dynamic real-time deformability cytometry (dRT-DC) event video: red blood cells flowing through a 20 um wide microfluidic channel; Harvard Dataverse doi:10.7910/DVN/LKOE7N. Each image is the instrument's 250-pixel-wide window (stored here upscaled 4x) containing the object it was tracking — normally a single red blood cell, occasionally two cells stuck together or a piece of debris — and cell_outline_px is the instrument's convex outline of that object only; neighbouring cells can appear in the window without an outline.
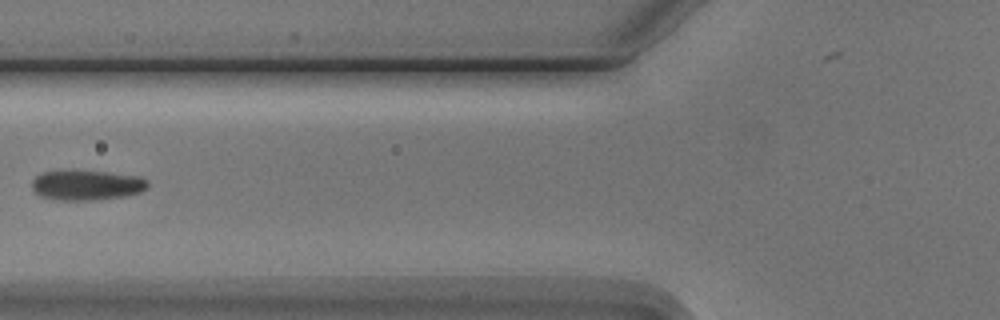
{"species": "Egyptian fruit bat (a non-hibernating species)", "species_latin": "Rousettus aegyptiacus", "temperature_condition": "cold", "stored_images_in_passage": 6, "camera_frame_rate_fps": 3000, "um_per_image_px": 0.085, "animal": {"sex": "male"}, "frame": {"image": 1, "passage_image": 5, "time_ms": 5.0, "image_size_px": [1000, 320], "cell_outline_px": [[148, 184], [140, 192], [124, 196], [96, 200], [60, 200], [40, 196], [32, 188], [32, 180], [40, 172], [72, 168], [76, 168], [140, 176], [148, 180]], "centroid_in_image_um": [7.32, 15.69], "position_along_channel_um": 118.5, "area_um2": 20.92}}
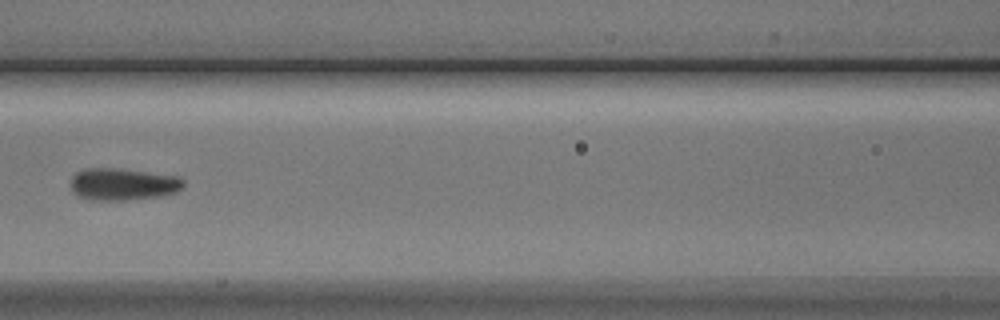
{"frame": {"image": 2, "passage_image": 6, "time_ms": 6.0, "image_size_px": [1000, 320], "cell_outline_px": [[184, 184], [176, 192], [160, 196], [124, 200], [88, 200], [72, 192], [72, 176], [76, 172], [88, 168], [112, 168], [176, 176], [184, 180]], "centroid_in_image_um": [10.41, 15.67], "position_along_channel_um": 156.2, "area_um2": 20.75}}